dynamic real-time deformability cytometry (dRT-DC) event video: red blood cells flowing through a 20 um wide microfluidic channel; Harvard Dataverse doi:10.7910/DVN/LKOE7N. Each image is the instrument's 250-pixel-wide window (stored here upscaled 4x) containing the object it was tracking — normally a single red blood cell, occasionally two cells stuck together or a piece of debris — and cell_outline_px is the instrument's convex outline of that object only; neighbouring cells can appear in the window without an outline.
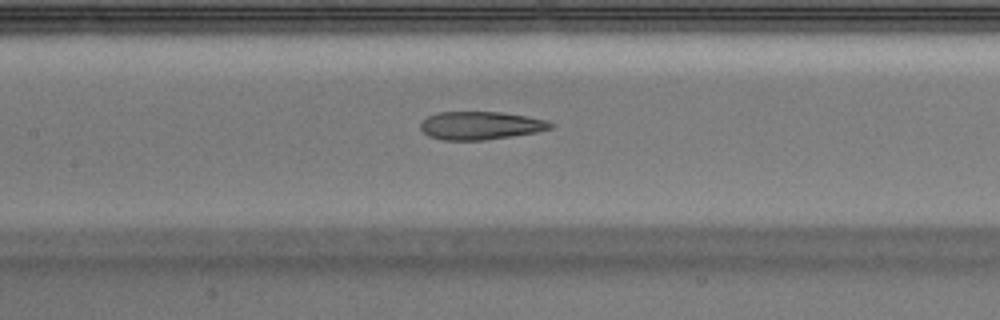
{"species": "Egyptian fruit bat (a non-hibernating species)", "species_latin": "Rousettus aegyptiacus", "temperature_condition": "warm", "stored_images_in_passage": 51, "camera_frame_rate_fps": 3000, "um_per_image_px": 0.085, "animal": {"sex": "male"}, "frame": {"image": 1, "passage_image": 24, "time_ms": 7.667, "image_size_px": [1000, 320], "cell_outline_px": [[556, 124], [552, 128], [536, 132], [484, 140], [444, 140], [428, 136], [420, 128], [420, 120], [436, 112], [500, 112], [524, 116], [544, 120]], "centroid_in_image_um": [40.79, 10.67], "position_along_channel_um": 166.6, "area_um2": 21.21}}
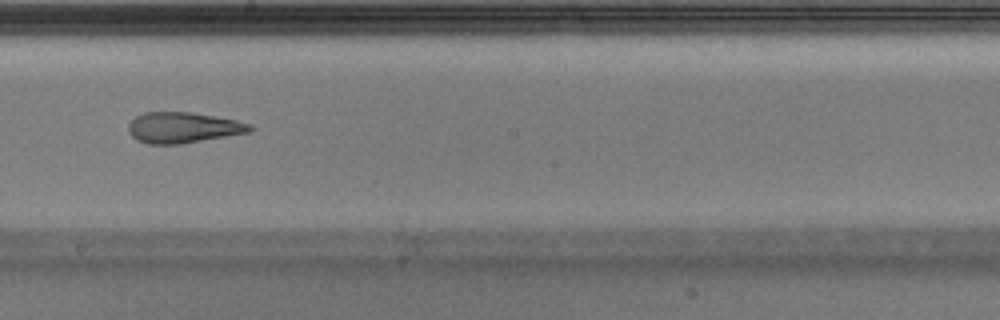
{"frame": {"image": 2, "passage_image": 29, "time_ms": 9.333, "image_size_px": [1000, 320], "cell_outline_px": [[256, 128], [252, 132], [180, 144], [148, 144], [136, 140], [128, 132], [128, 124], [136, 116], [144, 112], [192, 112], [216, 116], [236, 120], [252, 124]], "centroid_in_image_um": [15.6, 10.84], "position_along_channel_um": 232.6, "area_um2": 22.08}}
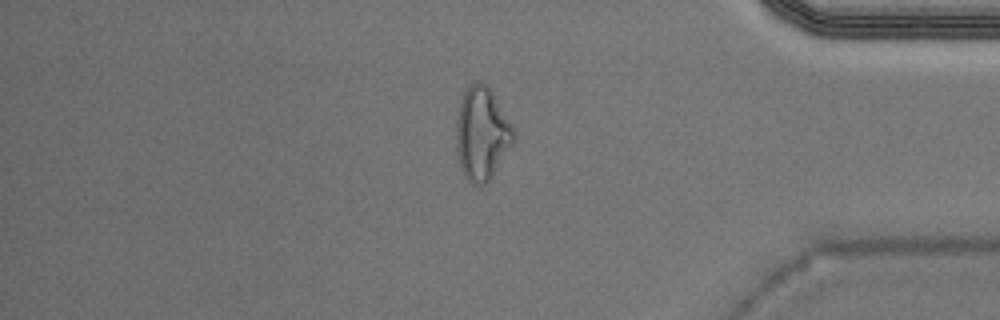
{"frame": {"image": 3, "passage_image": 43, "time_ms": 14.0, "image_size_px": [1000, 320], "cell_outline_px": [[516, 140], [492, 176], [484, 184], [472, 184], [464, 176], [456, 152], [456, 124], [460, 104], [464, 92], [468, 84], [476, 80], [480, 80], [488, 84], [516, 128]], "centroid_in_image_um": [41.0, 11.3], "position_along_channel_um": 394.2, "area_um2": 31.73}, "authors_computed_cell_mechanics": {"area_um2": 23.2356, "velocity_mm_per_s": 3.9762, "shape_relaxation_time_tau1_ms": null, "shape_relaxation_time_tau2_ms": 2.6879, "deformation_change_tau1": null, "deformation_change_tau2": 0.1327}}